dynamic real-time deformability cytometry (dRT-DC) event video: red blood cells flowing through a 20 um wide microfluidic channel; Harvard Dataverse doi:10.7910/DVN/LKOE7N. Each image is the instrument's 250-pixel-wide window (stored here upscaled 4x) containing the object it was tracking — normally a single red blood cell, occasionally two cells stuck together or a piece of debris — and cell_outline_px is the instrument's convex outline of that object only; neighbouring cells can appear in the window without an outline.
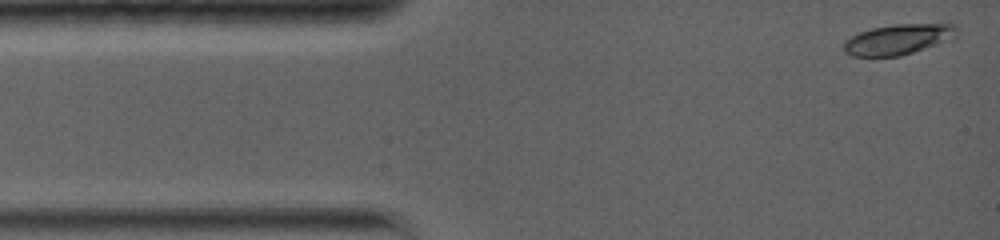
{"species": "common noctule bat (a hibernating species)", "species_latin": "Nyctalus noctula", "temperature_condition": "warm", "stored_images_in_passage": 35, "camera_frame_rate_fps": 5000, "um_per_image_px": 0.085, "animal": {"sex": "female", "body_mass_g": 19.0, "forearm_length_mm": 56.7}, "frame": {"image": 1, "passage_image": 1, "time_ms": 0.0, "image_size_px": [1000, 240], "cell_outline_px": [[960, 28], [956, 36], [952, 40], [900, 56], [852, 56], [844, 52], [844, 40], [860, 32], [872, 28], [896, 24], [956, 24]], "centroid_in_image_um": [76.4, 3.34], "position_along_channel_um": 8.6, "area_um2": 20.17}}
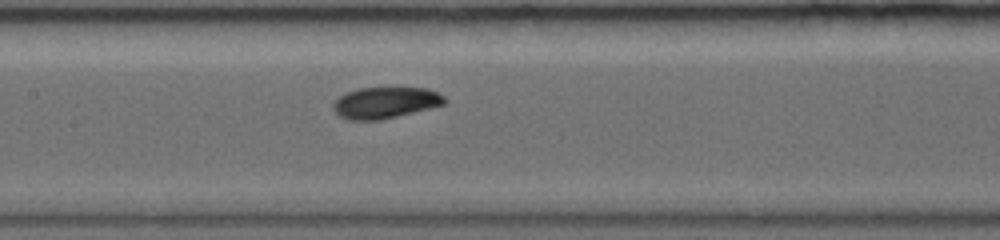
{"frame": {"image": 2, "passage_image": 16, "time_ms": 6.2, "image_size_px": [1000, 240], "cell_outline_px": [[448, 100], [444, 104], [380, 120], [348, 120], [340, 116], [332, 108], [332, 104], [344, 92], [360, 88], [428, 88], [444, 96]], "centroid_in_image_um": [32.72, 8.72], "position_along_channel_um": 174.7, "area_um2": 20.17}}
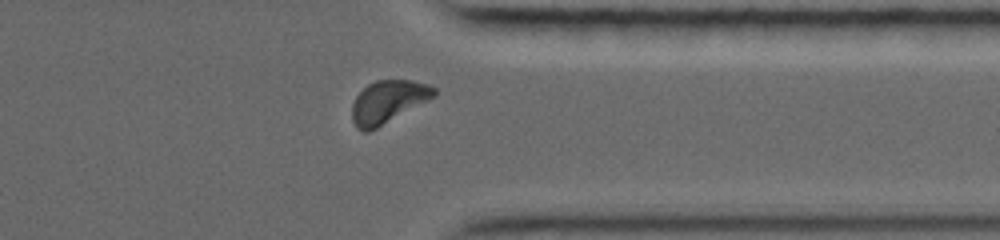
{"frame": {"image": 3, "passage_image": 30, "time_ms": 11.6, "image_size_px": [1000, 240], "cell_outline_px": [[436, 96], [376, 128], [368, 132], [364, 132], [356, 128], [352, 120], [352, 104], [356, 96], [368, 84], [376, 80], [412, 80], [428, 84], [436, 88]], "centroid_in_image_um": [32.98, 8.64], "position_along_channel_um": 378.4, "area_um2": 20.29}, "authors_computed_cell_mechanics": {"area_um2": 20.1144, "velocity_mm_per_s": 3.802, "shape_relaxation_time_tau1_ms": 3.6253, "shape_relaxation_time_tau2_ms": 4.0621, "deformation_change_tau1": 0.123, "deformation_change_tau2": 0.065}}